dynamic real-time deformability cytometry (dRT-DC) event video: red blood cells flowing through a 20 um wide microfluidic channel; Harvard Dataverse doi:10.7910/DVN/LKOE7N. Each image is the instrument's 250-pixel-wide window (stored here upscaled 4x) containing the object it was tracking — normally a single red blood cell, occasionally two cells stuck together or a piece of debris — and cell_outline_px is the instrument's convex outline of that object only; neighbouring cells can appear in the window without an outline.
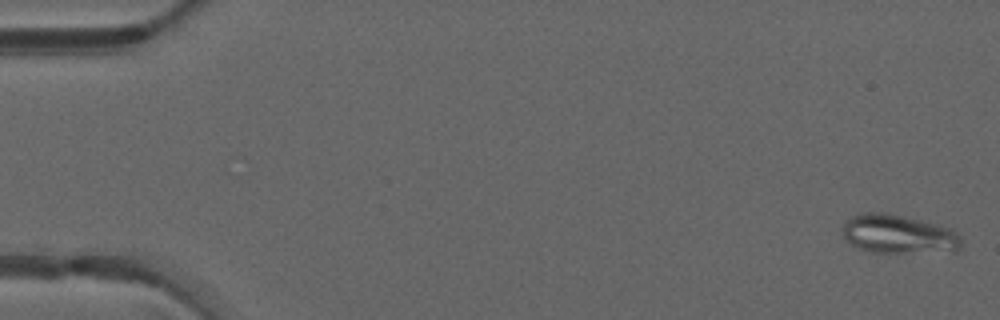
{"species": "common noctule bat (a hibernating species)", "species_latin": "Nyctalus noctula", "temperature_condition": "warm", "stored_images_in_passage": 49, "camera_frame_rate_fps": 3000, "um_per_image_px": 0.085, "animal": {"sex": "male", "forearm_length_mm": 52.5}, "frame": {"image": 1, "passage_image": 1, "time_ms": 0.0, "image_size_px": [1000, 320], "cell_outline_px": [[960, 248], [956, 252], [868, 252], [852, 244], [844, 236], [844, 220], [860, 212], [884, 212], [904, 216], [940, 224], [952, 228], [960, 236]], "centroid_in_image_um": [76.41, 19.89], "position_along_channel_um": 8.6, "area_um2": 27.11}}
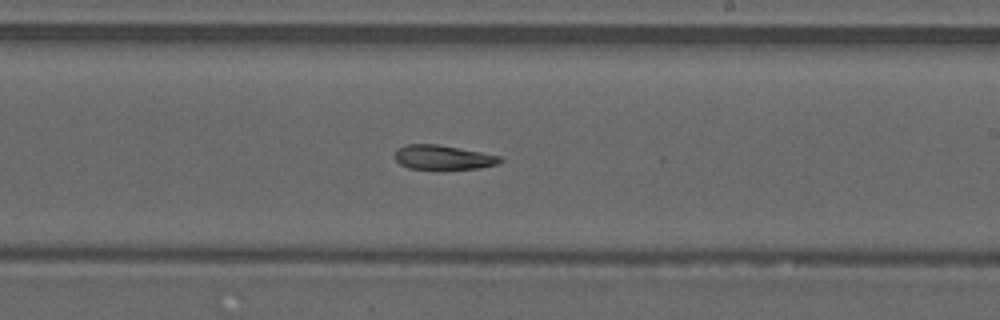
{"frame": {"image": 2, "passage_image": 29, "time_ms": 9.333, "image_size_px": [1000, 320], "cell_outline_px": [[504, 160], [500, 164], [480, 168], [408, 168], [400, 164], [396, 160], [396, 148], [408, 144], [436, 144], [480, 152], [500, 156]], "centroid_in_image_um": [37.68, 13.37], "position_along_channel_um": 251.3, "area_um2": 14.68}}
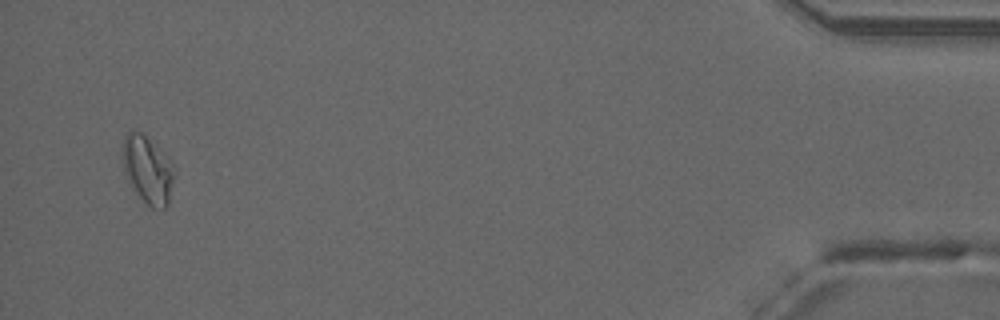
{"frame": {"image": 3, "passage_image": 47, "time_ms": 15.333, "image_size_px": [1000, 320], "cell_outline_px": [[172, 180], [168, 204], [164, 208], [152, 208], [132, 188], [124, 172], [124, 136], [132, 128], [140, 132], [160, 148], [168, 156], [172, 164]], "centroid_in_image_um": [12.54, 14.39], "position_along_channel_um": 422.7, "area_um2": 19.77}}